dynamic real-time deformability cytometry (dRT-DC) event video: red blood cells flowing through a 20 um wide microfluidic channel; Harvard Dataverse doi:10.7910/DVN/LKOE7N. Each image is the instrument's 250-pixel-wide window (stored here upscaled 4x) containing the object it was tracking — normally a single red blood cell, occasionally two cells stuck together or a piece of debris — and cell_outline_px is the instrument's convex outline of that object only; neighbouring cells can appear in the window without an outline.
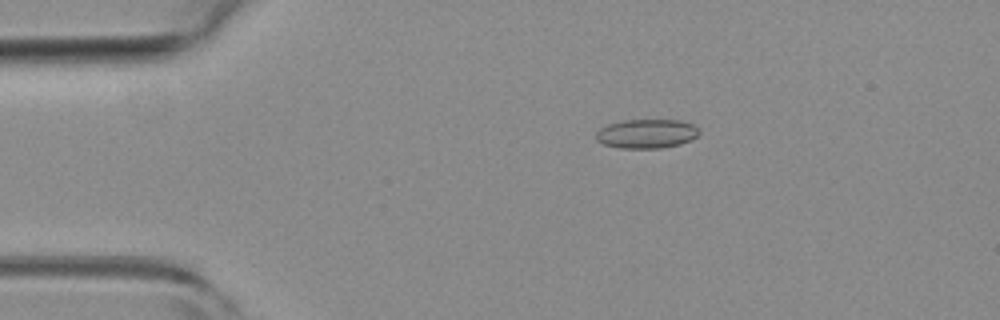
{"species": "common noctule bat (a hibernating species)", "species_latin": "Nyctalus noctula", "temperature_condition": "room temperature", "stored_images_in_passage": 2, "camera_frame_rate_fps": 3000, "um_per_image_px": 0.085, "animal": {"sex": "female", "body_mass_g": 19.3, "forearm_length_mm": 54.1}, "frame": {"image": 1, "passage_image": 2, "time_ms": 0.333, "image_size_px": [1000, 320], "cell_outline_px": [[700, 132], [696, 136], [680, 144], [660, 148], [620, 148], [604, 144], [596, 140], [596, 132], [600, 128], [608, 124], [624, 120], [680, 120], [692, 124], [700, 128]], "centroid_in_image_um": [54.95, 11.36], "position_along_channel_um": 30.0, "area_um2": 17.46}}